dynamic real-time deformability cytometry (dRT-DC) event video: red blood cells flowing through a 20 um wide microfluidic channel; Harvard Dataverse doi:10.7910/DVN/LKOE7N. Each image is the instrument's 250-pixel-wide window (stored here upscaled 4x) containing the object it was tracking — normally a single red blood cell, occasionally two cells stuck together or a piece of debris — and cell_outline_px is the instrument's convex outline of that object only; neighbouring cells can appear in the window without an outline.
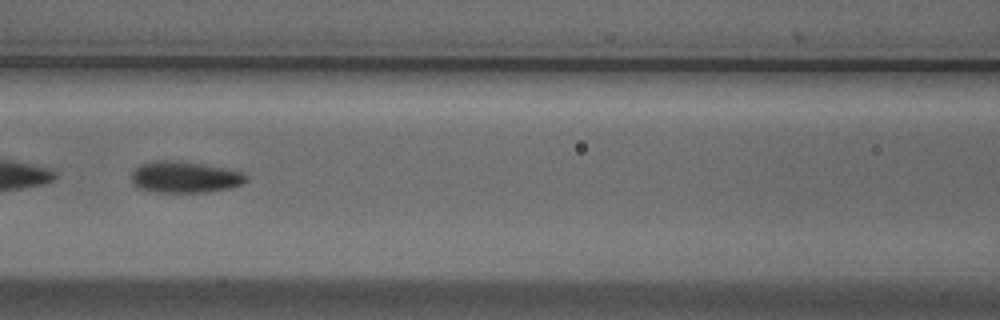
{"species": "Egyptian fruit bat (a non-hibernating species)", "species_latin": "Rousettus aegyptiacus", "temperature_condition": "cold", "stored_images_in_passage": 46, "camera_frame_rate_fps": 3000, "um_per_image_px": 0.085, "animal": {"sex": "male"}, "frame": {"image": 1, "passage_image": 15, "time_ms": 4.667, "image_size_px": [1000, 320], "cell_outline_px": [[248, 180], [244, 184], [228, 188], [208, 192], [156, 192], [140, 188], [132, 184], [132, 172], [140, 164], [152, 160], [176, 160], [204, 164], [244, 172], [248, 176]], "centroid_in_image_um": [15.72, 15.04], "position_along_channel_um": 150.9, "area_um2": 21.21}}
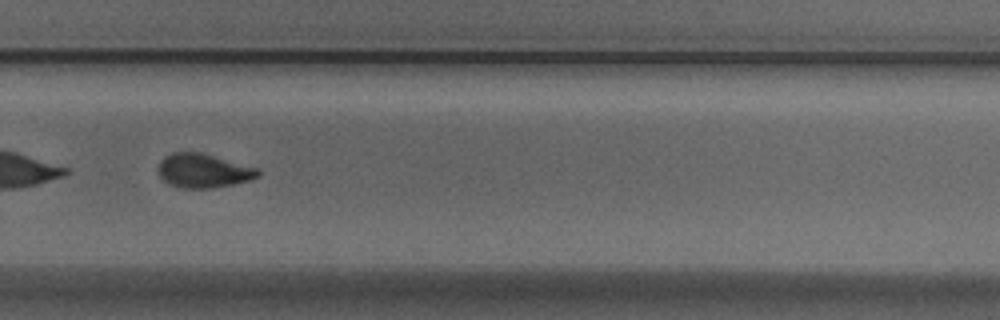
{"frame": {"image": 2, "passage_image": 28, "time_ms": 9.0, "image_size_px": [1000, 320], "cell_outline_px": [[260, 176], [248, 180], [232, 184], [212, 188], [180, 188], [168, 184], [160, 176], [160, 160], [164, 156], [172, 152], [200, 152], [260, 168]], "centroid_in_image_um": [17.3, 14.51], "position_along_channel_um": 312.5, "area_um2": 19.77}}
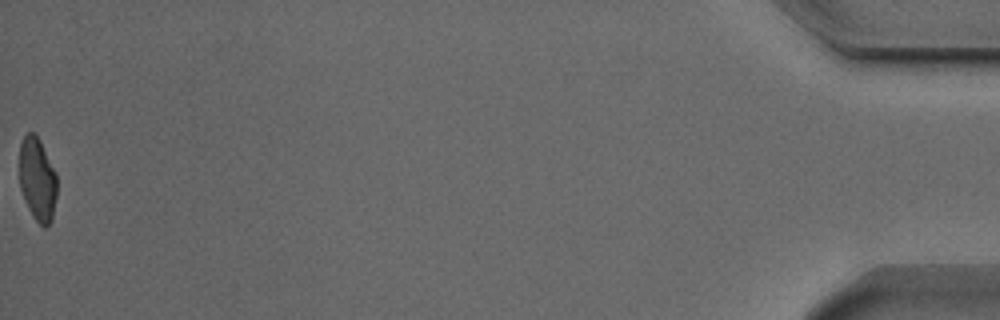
{"frame": {"image": 3, "passage_image": 46, "time_ms": 15.0, "image_size_px": [1000, 320], "cell_outline_px": [[56, 196], [52, 220], [44, 228], [32, 216], [28, 208], [20, 188], [20, 144], [24, 136], [28, 132], [32, 132], [40, 140], [56, 172]], "centroid_in_image_um": [3.18, 15.25], "position_along_channel_um": 432.0, "area_um2": 18.15}, "authors_computed_cell_mechanics": {"area_um2": 20.5768, "velocity_mm_per_s": 3.7442, "shape_relaxation_time_tau1_ms": 3.9814, "shape_relaxation_time_tau2_ms": 2.1737, "deformation_change_tau1": 0.1373, "deformation_change_tau2": 0.0752}}